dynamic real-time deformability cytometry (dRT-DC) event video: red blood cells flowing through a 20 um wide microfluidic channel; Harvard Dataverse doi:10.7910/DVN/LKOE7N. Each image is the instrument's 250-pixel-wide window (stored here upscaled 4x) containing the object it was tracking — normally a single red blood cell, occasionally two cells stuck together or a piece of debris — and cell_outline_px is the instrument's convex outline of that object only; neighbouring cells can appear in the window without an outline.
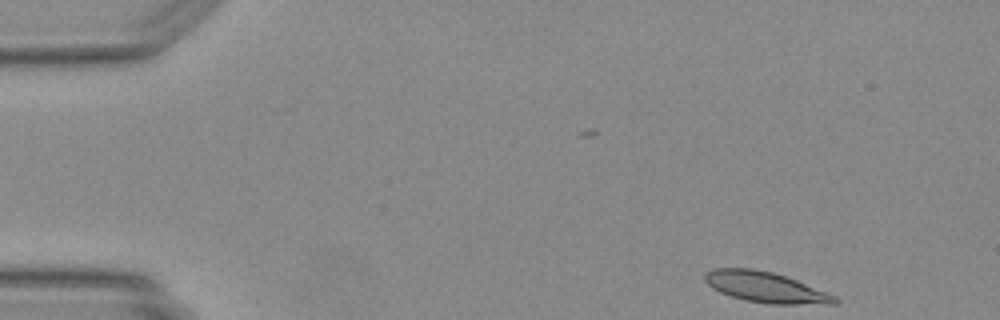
{"species": "Egyptian fruit bat (a non-hibernating species)", "species_latin": "Rousettus aegyptiacus", "temperature_condition": "warm", "stored_images_in_passage": 36, "camera_frame_rate_fps": 3000, "um_per_image_px": 0.085, "animal": {"sex": "female"}, "frame": {"image": 1, "passage_image": 1, "time_ms": 0.0, "image_size_px": [1000, 320], "cell_outline_px": [[840, 300], [836, 304], [772, 304], [744, 300], [720, 292], [712, 288], [704, 280], [704, 272], [712, 268], [752, 268], [772, 272], [796, 280], [828, 292], [836, 296]], "centroid_in_image_um": [65.07, 24.41], "position_along_channel_um": 19.9, "area_um2": 23.24}}
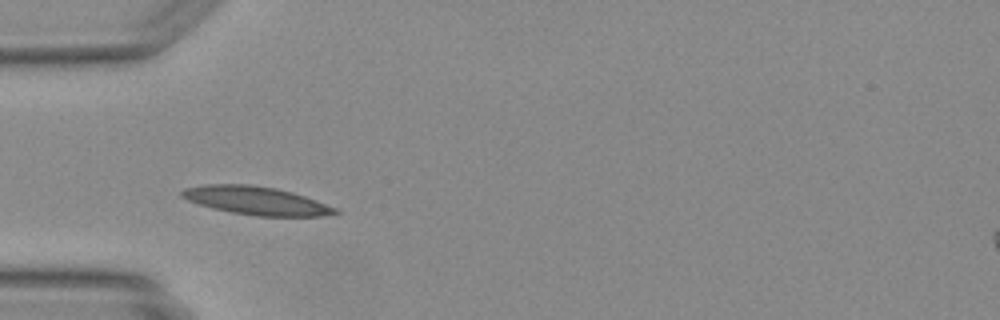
{"frame": {"image": 2, "passage_image": 11, "time_ms": 3.333, "image_size_px": [1000, 320], "cell_outline_px": [[340, 212], [320, 216], [256, 216], [232, 212], [212, 208], [188, 200], [180, 196], [180, 192], [184, 188], [204, 184], [252, 184], [276, 188], [292, 192], [316, 200], [336, 208]], "centroid_in_image_um": [21.74, 17.04], "position_along_channel_um": 63.3, "area_um2": 25.14}}
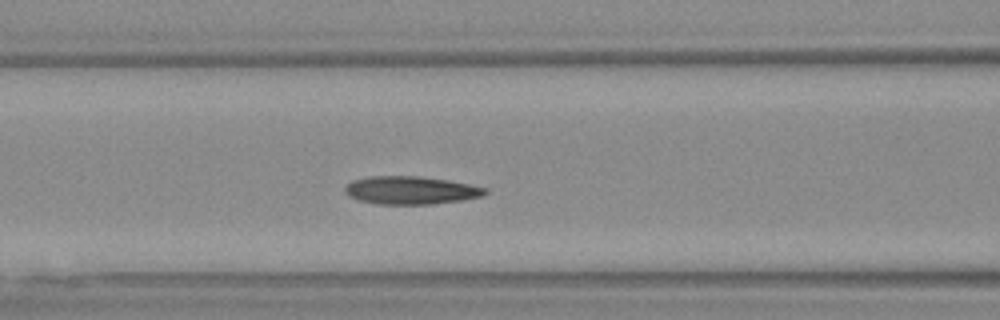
{"frame": {"image": 3, "passage_image": 16, "time_ms": 5.0, "image_size_px": [1000, 320], "cell_outline_px": [[488, 192], [484, 196], [464, 200], [432, 204], [380, 204], [360, 200], [348, 196], [344, 192], [344, 188], [352, 180], [368, 176], [420, 176], [448, 180], [488, 188]], "centroid_in_image_um": [34.94, 16.17], "position_along_channel_um": 131.7, "area_um2": 23.0}}